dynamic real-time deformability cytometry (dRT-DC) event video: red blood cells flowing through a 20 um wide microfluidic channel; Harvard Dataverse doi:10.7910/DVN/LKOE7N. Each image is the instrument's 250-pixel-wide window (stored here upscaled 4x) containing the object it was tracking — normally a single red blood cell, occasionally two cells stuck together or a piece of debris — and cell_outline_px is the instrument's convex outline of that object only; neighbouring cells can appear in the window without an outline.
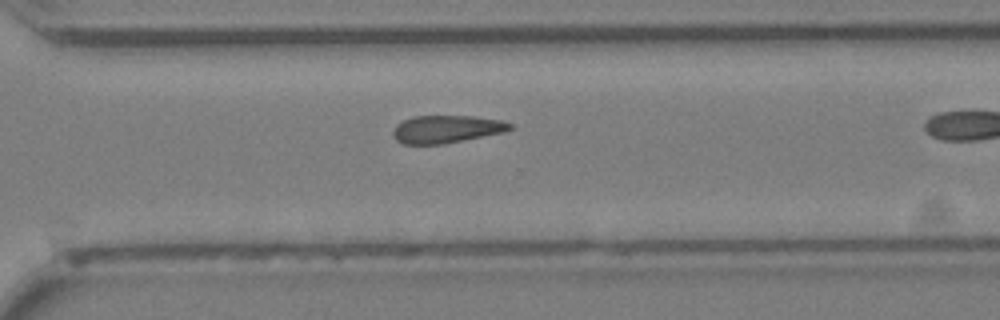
{"species": "Egyptian fruit bat (a non-hibernating species)", "species_latin": "Rousettus aegyptiacus", "temperature_condition": "cold", "stored_images_in_passage": 25, "camera_frame_rate_fps": 3000, "um_per_image_px": 0.085, "animal": {"sex": "female"}, "frame": {"image": 1, "passage_image": 22, "time_ms": 7.0, "image_size_px": [1000, 320], "cell_outline_px": [[512, 128], [508, 132], [444, 144], [404, 144], [396, 140], [392, 136], [392, 132], [396, 124], [412, 116], [472, 116], [504, 120], [512, 124]], "centroid_in_image_um": [37.98, 10.98], "position_along_channel_um": 332.6, "area_um2": 19.19}}